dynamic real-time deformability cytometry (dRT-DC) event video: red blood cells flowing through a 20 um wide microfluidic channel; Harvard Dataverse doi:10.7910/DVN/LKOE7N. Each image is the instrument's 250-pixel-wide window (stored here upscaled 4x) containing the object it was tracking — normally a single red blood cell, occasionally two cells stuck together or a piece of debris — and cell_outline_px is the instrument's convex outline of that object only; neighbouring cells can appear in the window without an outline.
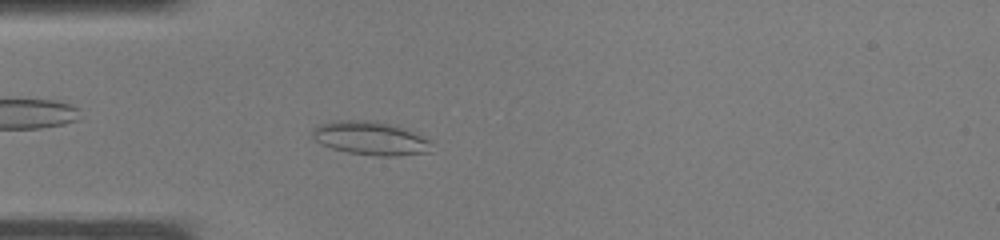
{"species": "common noctule bat (a hibernating species)", "species_latin": "Nyctalus noctula", "temperature_condition": "warm", "stored_images_in_passage": 36, "camera_frame_rate_fps": 3000, "um_per_image_px": 0.085, "animal": {"sex": "male", "body_mass_g": 19.0, "forearm_length_mm": 50.8}, "frame": {"image": 1, "passage_image": 10, "time_ms": 3.0, "image_size_px": [1000, 240], "cell_outline_px": [[432, 152], [396, 156], [376, 156], [348, 152], [332, 148], [320, 144], [312, 136], [312, 128], [320, 124], [340, 120], [376, 120], [404, 128], [432, 140]], "centroid_in_image_um": [31.53, 11.75], "position_along_channel_um": 53.5, "area_um2": 23.52}}
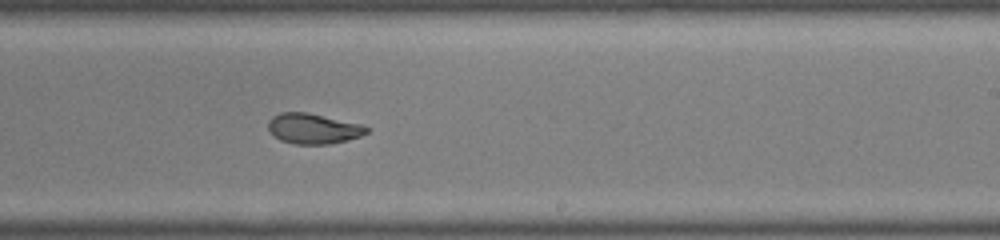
{"frame": {"image": 2, "passage_image": 22, "time_ms": 7.0, "image_size_px": [1000, 240], "cell_outline_px": [[372, 128], [368, 132], [360, 136], [348, 140], [332, 144], [296, 144], [280, 140], [268, 128], [268, 120], [272, 116], [280, 112], [308, 112], [360, 124]], "centroid_in_image_um": [26.65, 10.93], "position_along_channel_um": 262.4, "area_um2": 17.46}}
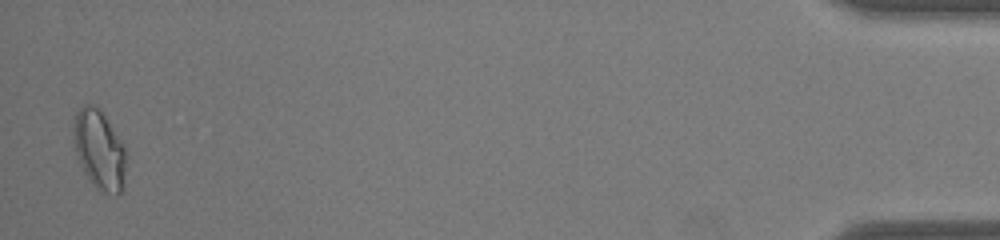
{"frame": {"image": 3, "passage_image": 36, "time_ms": 11.667, "image_size_px": [1000, 240], "cell_outline_px": [[128, 148], [124, 188], [120, 192], [104, 192], [96, 188], [92, 184], [84, 172], [76, 152], [72, 132], [72, 128], [76, 112], [84, 104], [96, 104], [100, 108]], "centroid_in_image_um": [8.48, 12.68], "position_along_channel_um": 426.7, "area_um2": 24.97}}